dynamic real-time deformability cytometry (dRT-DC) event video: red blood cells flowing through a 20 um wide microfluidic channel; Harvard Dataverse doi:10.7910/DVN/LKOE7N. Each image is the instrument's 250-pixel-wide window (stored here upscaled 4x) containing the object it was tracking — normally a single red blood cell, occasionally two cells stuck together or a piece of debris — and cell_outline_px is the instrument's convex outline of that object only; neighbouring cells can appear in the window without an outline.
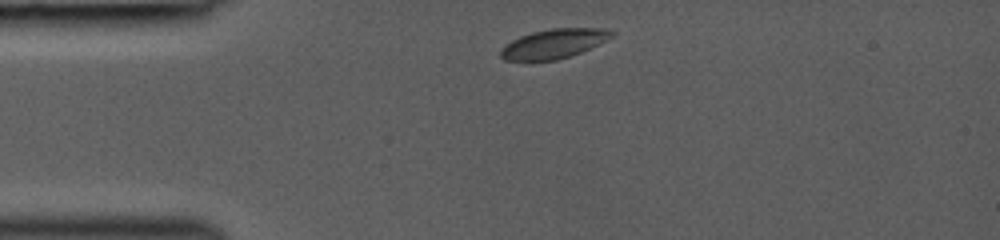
{"species": "common noctule bat (a hibernating species)", "species_latin": "Nyctalus noctula", "temperature_condition": "room temperature", "stored_images_in_passage": 4, "camera_frame_rate_fps": 3000, "um_per_image_px": 0.085, "animal": {"sex": "female", "body_mass_g": 19.0, "forearm_length_mm": 53.3}, "frame": {"image": 1, "passage_image": 1, "time_ms": 0.0, "image_size_px": [1000, 240], "cell_outline_px": [[616, 36], [580, 52], [556, 60], [504, 60], [500, 56], [500, 48], [512, 40], [520, 36], [532, 32], [552, 28], [604, 28], [616, 32]], "centroid_in_image_um": [47.09, 3.7], "position_along_channel_um": 37.9, "area_um2": 18.96}}
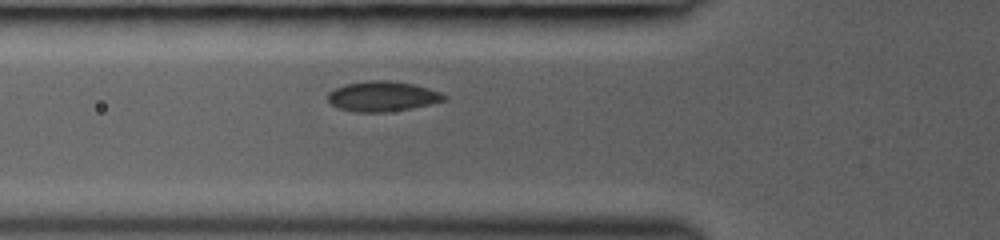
{"frame": {"image": 2, "passage_image": 4, "time_ms": 2.0, "image_size_px": [1000, 240], "cell_outline_px": [[448, 100], [432, 104], [412, 108], [384, 112], [356, 112], [336, 108], [328, 100], [328, 92], [344, 84], [368, 80], [388, 80], [412, 84], [440, 92], [448, 96]], "centroid_in_image_um": [32.51, 8.19], "position_along_channel_um": 93.3, "area_um2": 20.52}}